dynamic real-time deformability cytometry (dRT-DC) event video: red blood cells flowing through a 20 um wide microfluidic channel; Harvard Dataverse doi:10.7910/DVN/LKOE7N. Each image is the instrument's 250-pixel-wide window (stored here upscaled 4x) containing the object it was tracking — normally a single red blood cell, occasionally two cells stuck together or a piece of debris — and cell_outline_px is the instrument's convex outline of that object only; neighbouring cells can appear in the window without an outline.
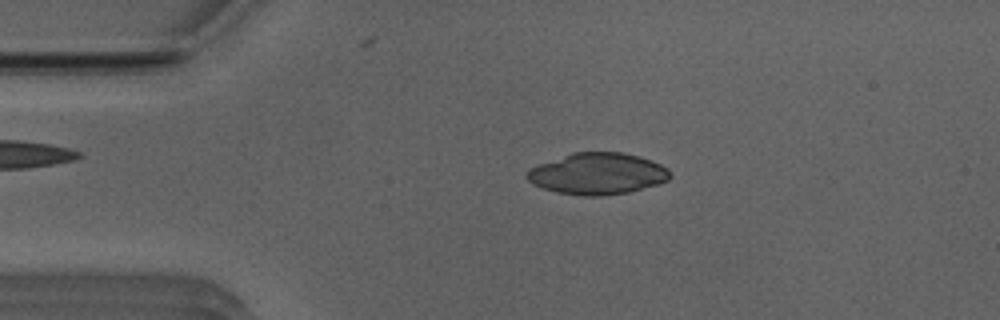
{"species": "Egyptian fruit bat (a non-hibernating species)", "species_latin": "Rousettus aegyptiacus", "temperature_condition": "room temperature", "stored_images_in_passage": 50, "camera_frame_rate_fps": 3000, "um_per_image_px": 0.085, "animal": {"sex": "male"}, "frame": {"image": 1, "passage_image": 9, "time_ms": 2.667, "image_size_px": [1000, 320], "cell_outline_px": [[672, 176], [668, 180], [660, 184], [628, 192], [604, 196], [580, 196], [556, 192], [532, 184], [524, 176], [524, 172], [528, 168], [572, 152], [624, 152], [640, 156], [652, 160], [668, 168]], "centroid_in_image_um": [50.78, 14.76], "position_along_channel_um": 34.2, "area_um2": 35.08}}
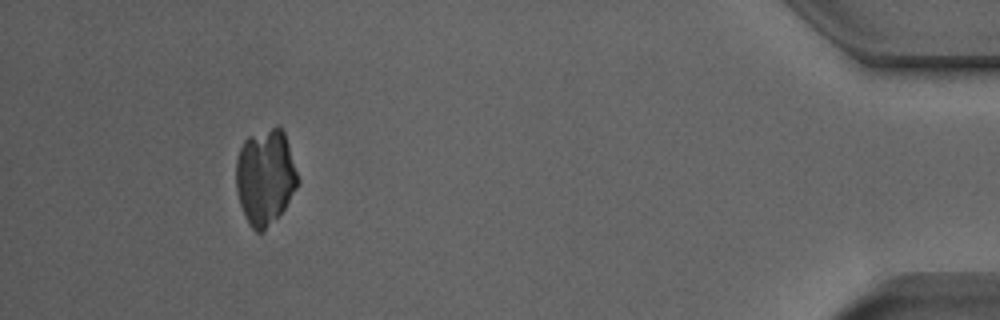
{"frame": {"image": 2, "passage_image": 46, "time_ms": 15.0, "image_size_px": [1000, 320], "cell_outline_px": [[300, 184], [284, 208], [264, 232], [256, 232], [252, 228], [244, 216], [236, 192], [236, 160], [240, 148], [244, 140], [248, 136], [276, 124], [284, 132], [300, 180]], "centroid_in_image_um": [22.54, 15.03], "position_along_channel_um": 412.7, "area_um2": 34.8}}